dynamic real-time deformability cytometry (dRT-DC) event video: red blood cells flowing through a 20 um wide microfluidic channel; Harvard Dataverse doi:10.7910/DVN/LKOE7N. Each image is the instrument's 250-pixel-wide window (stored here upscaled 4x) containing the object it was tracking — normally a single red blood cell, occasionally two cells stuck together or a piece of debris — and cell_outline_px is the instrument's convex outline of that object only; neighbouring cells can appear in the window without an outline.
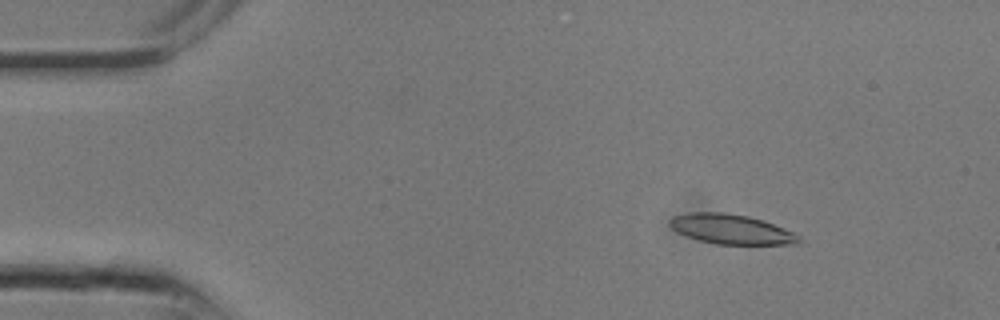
{"species": "common noctule bat (a hibernating species)", "species_latin": "Nyctalus noctula", "temperature_condition": "room temperature", "stored_images_in_passage": 8, "camera_frame_rate_fps": 3000, "um_per_image_px": 0.085, "animal": {"sex": "male", "body_mass_g": 13.3}, "frame": {"image": 1, "passage_image": 3, "time_ms": 0.667, "image_size_px": [1000, 320], "cell_outline_px": [[800, 240], [796, 244], [716, 244], [700, 240], [688, 236], [672, 228], [668, 224], [668, 220], [672, 216], [688, 212], [724, 212], [748, 216], [764, 220], [792, 232], [800, 236]], "centroid_in_image_um": [62.12, 19.46], "position_along_channel_um": 22.9, "area_um2": 22.25}}